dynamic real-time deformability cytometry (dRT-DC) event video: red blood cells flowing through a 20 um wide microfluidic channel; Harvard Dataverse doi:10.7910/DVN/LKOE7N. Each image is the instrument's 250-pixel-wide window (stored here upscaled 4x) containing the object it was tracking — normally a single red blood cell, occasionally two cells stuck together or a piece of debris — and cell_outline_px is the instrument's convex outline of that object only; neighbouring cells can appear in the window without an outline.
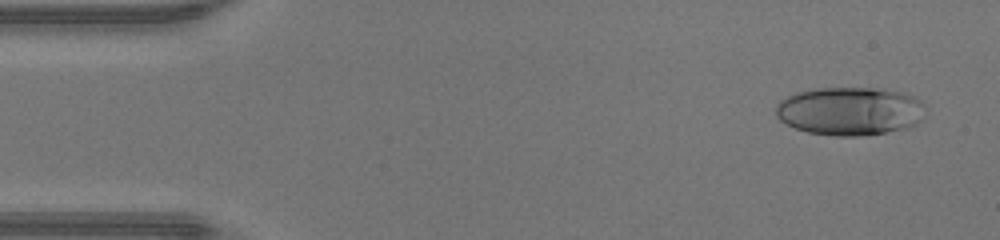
{"species": "human", "species_latin": "Homo sapiens", "temperature_condition": "warm", "stored_images_in_passage": 47, "camera_frame_rate_fps": 3000, "um_per_image_px": 0.085, "donor": {"sex": "male"}, "frame": {"image": 1, "passage_image": 3, "time_ms": 0.667, "image_size_px": [1000, 240], "cell_outline_px": [[920, 104], [916, 124], [908, 128], [884, 132], [856, 136], [836, 136], [808, 132], [796, 128], [780, 120], [776, 116], [776, 104], [780, 100], [796, 92], [820, 88], [884, 88], [900, 92], [912, 96], [920, 100]], "centroid_in_image_um": [72.15, 9.43], "position_along_channel_um": 12.9, "area_um2": 41.44}}
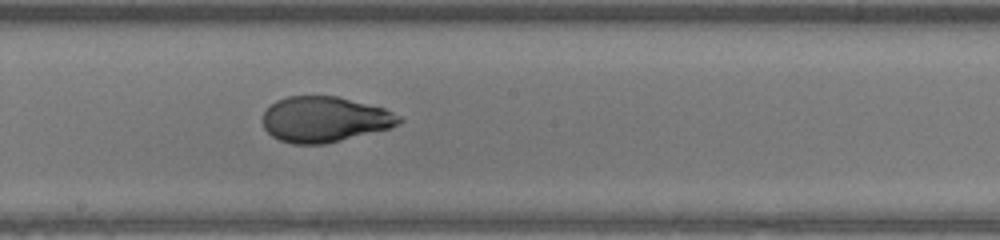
{"frame": {"image": 2, "passage_image": 25, "time_ms": 8.0, "image_size_px": [1000, 240], "cell_outline_px": [[404, 120], [388, 128], [324, 144], [292, 144], [280, 140], [272, 136], [264, 128], [264, 112], [276, 100], [288, 96], [336, 96], [384, 108], [400, 116]], "centroid_in_image_um": [27.56, 10.14], "position_along_channel_um": 220.6, "area_um2": 35.72}}
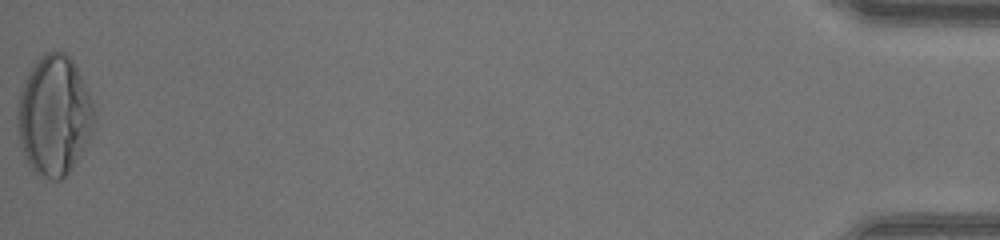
{"frame": {"image": 3, "passage_image": 47, "time_ms": 15.333, "image_size_px": [1000, 240], "cell_outline_px": [[96, 120], [92, 132], [84, 148], [68, 172], [60, 180], [52, 180], [36, 172], [32, 168], [24, 152], [20, 140], [20, 96], [28, 72], [40, 56], [48, 52], [64, 52], [72, 60], [92, 100], [96, 116]], "centroid_in_image_um": [4.66, 9.81], "position_along_channel_um": 430.5, "area_um2": 52.08}, "authors_computed_cell_mechanics": {"area_um2": 38.5526, "velocity_mm_per_s": 4.3813, "shape_relaxation_time_tau1_ms": null, "shape_relaxation_time_tau2_ms": 0.7432, "deformation_change_tau1": null, "deformation_change_tau2": 0.0568}}